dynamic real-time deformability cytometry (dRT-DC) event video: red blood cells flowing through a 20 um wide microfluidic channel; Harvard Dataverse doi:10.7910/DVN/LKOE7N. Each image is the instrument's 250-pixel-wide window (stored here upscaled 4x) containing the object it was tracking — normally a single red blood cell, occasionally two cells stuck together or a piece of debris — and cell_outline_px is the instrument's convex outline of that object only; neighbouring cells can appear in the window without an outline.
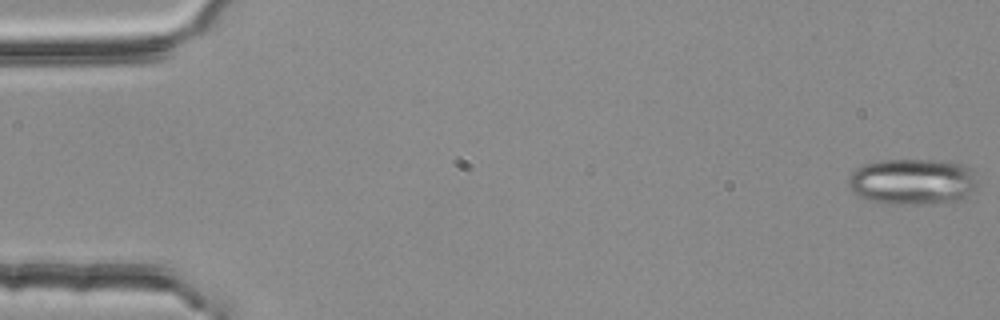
{"species": "common noctule bat (a hibernating species)", "species_latin": "Nyctalus noctula", "temperature_condition": "room temperature", "stored_images_in_passage": 4, "camera_frame_rate_fps": 3000, "um_per_image_px": 0.085, "animal": {"sex": "female", "body_mass_g": 25.1}, "frame": {"image": 1, "passage_image": 1, "time_ms": 0.0, "image_size_px": [1000, 320], "cell_outline_px": [[976, 188], [972, 192], [960, 200], [916, 204], [884, 204], [860, 196], [852, 192], [848, 184], [848, 180], [852, 172], [856, 168], [864, 164], [880, 160], [944, 160], [960, 164], [972, 168], [976, 180]], "centroid_in_image_um": [77.56, 15.43], "position_along_channel_um": 7.4, "area_um2": 34.74}}